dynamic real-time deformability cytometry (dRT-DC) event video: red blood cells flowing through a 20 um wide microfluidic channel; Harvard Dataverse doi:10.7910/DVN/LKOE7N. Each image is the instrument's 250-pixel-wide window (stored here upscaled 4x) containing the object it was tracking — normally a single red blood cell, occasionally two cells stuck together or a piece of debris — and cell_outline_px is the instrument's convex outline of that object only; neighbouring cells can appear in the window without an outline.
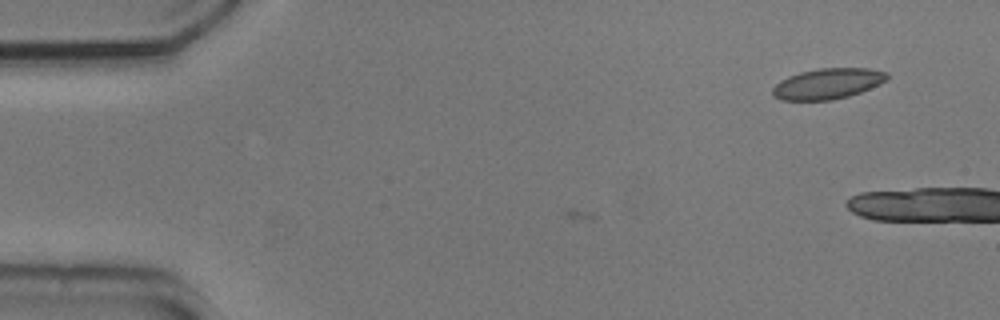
{"species": "common noctule bat (a hibernating species)", "species_latin": "Nyctalus noctula", "temperature_condition": "cold", "stored_images_in_passage": 9, "camera_frame_rate_fps": 3000, "um_per_image_px": 0.085, "animal": {"sex": "male", "body_mass_g": 20.5, "forearm_length_mm": 52.5}, "frame": {"image": 1, "passage_image": 9, "time_ms": 2.667, "image_size_px": [1000, 320], "cell_outline_px": [[888, 80], [880, 84], [860, 92], [848, 96], [832, 100], [780, 100], [772, 96], [772, 88], [780, 80], [788, 76], [800, 72], [820, 68], [868, 68], [888, 72]], "centroid_in_image_um": [70.35, 7.11], "position_along_channel_um": 14.7, "area_um2": 20.58}}